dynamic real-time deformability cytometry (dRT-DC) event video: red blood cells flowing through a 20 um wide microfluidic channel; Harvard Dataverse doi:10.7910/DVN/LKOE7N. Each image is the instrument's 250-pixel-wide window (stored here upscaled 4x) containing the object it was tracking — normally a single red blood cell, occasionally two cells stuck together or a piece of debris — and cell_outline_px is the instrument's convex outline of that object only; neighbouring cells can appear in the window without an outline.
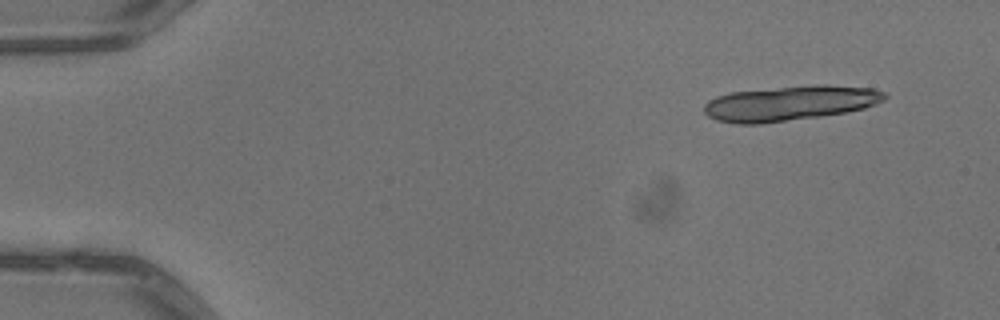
{"species": "common noctule bat (a hibernating species)", "species_latin": "Nyctalus noctula", "temperature_condition": "warm", "stored_images_in_passage": 3, "camera_frame_rate_fps": 3000, "um_per_image_px": 0.085, "animal": {"sex": "male", "body_mass_g": 13.3}, "frame": {"image": 1, "passage_image": 1, "time_ms": 0.0, "image_size_px": [1000, 320], "cell_outline_px": [[888, 96], [884, 100], [876, 104], [864, 108], [844, 112], [820, 116], [760, 124], [736, 124], [716, 120], [708, 116], [704, 112], [704, 104], [708, 100], [716, 96], [728, 92], [816, 84], [824, 84], [872, 88], [888, 92]], "centroid_in_image_um": [67.14, 8.76], "position_along_channel_um": 17.9, "area_um2": 37.05}}